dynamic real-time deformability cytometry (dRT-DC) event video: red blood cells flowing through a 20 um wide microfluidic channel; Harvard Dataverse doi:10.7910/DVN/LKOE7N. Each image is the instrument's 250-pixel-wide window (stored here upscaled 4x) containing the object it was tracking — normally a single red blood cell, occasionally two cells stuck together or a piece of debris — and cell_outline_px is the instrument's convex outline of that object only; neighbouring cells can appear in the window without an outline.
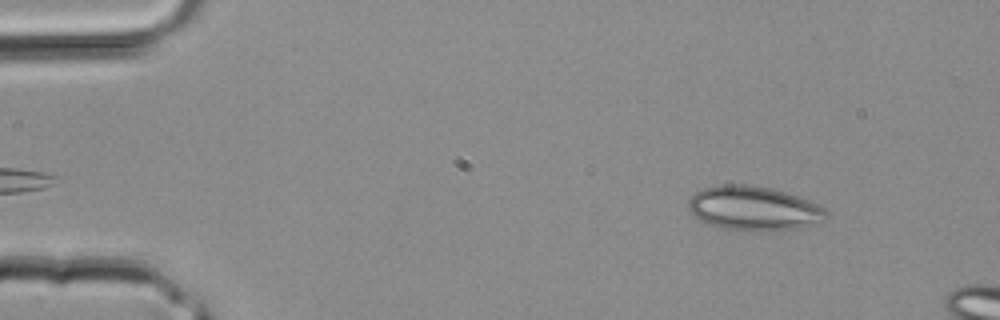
{"species": "common noctule bat (a hibernating species)", "species_latin": "Nyctalus noctula", "temperature_condition": "room temperature", "stored_images_in_passage": 4, "camera_frame_rate_fps": 3000, "um_per_image_px": 0.085, "animal": {"sex": "male", "body_mass_g": 20.4}, "frame": {"image": 1, "passage_image": 4, "time_ms": 1.0, "image_size_px": [1000, 320], "cell_outline_px": [[828, 216], [800, 228], [776, 232], [748, 232], [720, 228], [708, 224], [700, 220], [688, 208], [688, 200], [696, 192], [704, 188], [720, 184], [744, 184], [772, 188], [796, 196], [816, 204], [824, 208], [828, 212]], "centroid_in_image_um": [64.03, 17.74], "position_along_channel_um": 21.0, "area_um2": 35.72}}